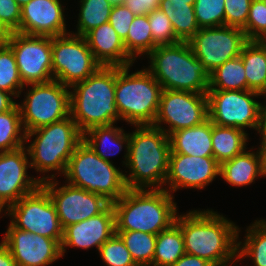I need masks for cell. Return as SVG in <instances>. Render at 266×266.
I'll list each match as a JSON object with an SVG mask.
<instances>
[{
    "label": "cell",
    "mask_w": 266,
    "mask_h": 266,
    "mask_svg": "<svg viewBox=\"0 0 266 266\" xmlns=\"http://www.w3.org/2000/svg\"><path fill=\"white\" fill-rule=\"evenodd\" d=\"M185 252L209 261L213 266L238 263V227L222 214L209 210H189L177 214Z\"/></svg>",
    "instance_id": "cell-1"
},
{
    "label": "cell",
    "mask_w": 266,
    "mask_h": 266,
    "mask_svg": "<svg viewBox=\"0 0 266 266\" xmlns=\"http://www.w3.org/2000/svg\"><path fill=\"white\" fill-rule=\"evenodd\" d=\"M135 127L129 133L126 187L164 189L171 151L169 136L153 125H133Z\"/></svg>",
    "instance_id": "cell-2"
},
{
    "label": "cell",
    "mask_w": 266,
    "mask_h": 266,
    "mask_svg": "<svg viewBox=\"0 0 266 266\" xmlns=\"http://www.w3.org/2000/svg\"><path fill=\"white\" fill-rule=\"evenodd\" d=\"M165 189H127L112 204L115 231H141L157 235L175 223L178 207Z\"/></svg>",
    "instance_id": "cell-3"
},
{
    "label": "cell",
    "mask_w": 266,
    "mask_h": 266,
    "mask_svg": "<svg viewBox=\"0 0 266 266\" xmlns=\"http://www.w3.org/2000/svg\"><path fill=\"white\" fill-rule=\"evenodd\" d=\"M115 88L116 66H100L86 80L70 87V115L82 133L121 120L115 103Z\"/></svg>",
    "instance_id": "cell-4"
},
{
    "label": "cell",
    "mask_w": 266,
    "mask_h": 266,
    "mask_svg": "<svg viewBox=\"0 0 266 266\" xmlns=\"http://www.w3.org/2000/svg\"><path fill=\"white\" fill-rule=\"evenodd\" d=\"M146 68L163 90L207 94L210 74L193 54L188 42L158 45L148 56Z\"/></svg>",
    "instance_id": "cell-5"
},
{
    "label": "cell",
    "mask_w": 266,
    "mask_h": 266,
    "mask_svg": "<svg viewBox=\"0 0 266 266\" xmlns=\"http://www.w3.org/2000/svg\"><path fill=\"white\" fill-rule=\"evenodd\" d=\"M32 137L33 141L29 142ZM82 141L83 133L70 115L27 132L24 146L28 152L30 167L37 173L43 175L56 171L59 175H64L70 157Z\"/></svg>",
    "instance_id": "cell-6"
},
{
    "label": "cell",
    "mask_w": 266,
    "mask_h": 266,
    "mask_svg": "<svg viewBox=\"0 0 266 266\" xmlns=\"http://www.w3.org/2000/svg\"><path fill=\"white\" fill-rule=\"evenodd\" d=\"M116 66L115 103L122 121L131 125H153L159 110L162 86L144 67L130 73Z\"/></svg>",
    "instance_id": "cell-7"
},
{
    "label": "cell",
    "mask_w": 266,
    "mask_h": 266,
    "mask_svg": "<svg viewBox=\"0 0 266 266\" xmlns=\"http://www.w3.org/2000/svg\"><path fill=\"white\" fill-rule=\"evenodd\" d=\"M63 176L68 184L102 195L111 203L127 191L123 171L100 158L84 141L76 147Z\"/></svg>",
    "instance_id": "cell-8"
},
{
    "label": "cell",
    "mask_w": 266,
    "mask_h": 266,
    "mask_svg": "<svg viewBox=\"0 0 266 266\" xmlns=\"http://www.w3.org/2000/svg\"><path fill=\"white\" fill-rule=\"evenodd\" d=\"M25 86L30 88L23 102H17L25 133L70 116V87L54 79Z\"/></svg>",
    "instance_id": "cell-9"
},
{
    "label": "cell",
    "mask_w": 266,
    "mask_h": 266,
    "mask_svg": "<svg viewBox=\"0 0 266 266\" xmlns=\"http://www.w3.org/2000/svg\"><path fill=\"white\" fill-rule=\"evenodd\" d=\"M4 214L11 217L10 223L15 228L55 239L61 244L63 228L50 195L42 185L10 205Z\"/></svg>",
    "instance_id": "cell-10"
},
{
    "label": "cell",
    "mask_w": 266,
    "mask_h": 266,
    "mask_svg": "<svg viewBox=\"0 0 266 266\" xmlns=\"http://www.w3.org/2000/svg\"><path fill=\"white\" fill-rule=\"evenodd\" d=\"M51 46L53 78L67 87L86 80L101 66L83 36L51 37Z\"/></svg>",
    "instance_id": "cell-11"
},
{
    "label": "cell",
    "mask_w": 266,
    "mask_h": 266,
    "mask_svg": "<svg viewBox=\"0 0 266 266\" xmlns=\"http://www.w3.org/2000/svg\"><path fill=\"white\" fill-rule=\"evenodd\" d=\"M262 94L252 90H208V114L218 126L257 131Z\"/></svg>",
    "instance_id": "cell-12"
},
{
    "label": "cell",
    "mask_w": 266,
    "mask_h": 266,
    "mask_svg": "<svg viewBox=\"0 0 266 266\" xmlns=\"http://www.w3.org/2000/svg\"><path fill=\"white\" fill-rule=\"evenodd\" d=\"M38 180L49 193L63 229L102 213L111 204L102 195L88 192L67 182L58 187L56 173L39 176Z\"/></svg>",
    "instance_id": "cell-13"
},
{
    "label": "cell",
    "mask_w": 266,
    "mask_h": 266,
    "mask_svg": "<svg viewBox=\"0 0 266 266\" xmlns=\"http://www.w3.org/2000/svg\"><path fill=\"white\" fill-rule=\"evenodd\" d=\"M248 41L242 29L220 26L200 28L188 44L210 74L226 61L240 56Z\"/></svg>",
    "instance_id": "cell-14"
},
{
    "label": "cell",
    "mask_w": 266,
    "mask_h": 266,
    "mask_svg": "<svg viewBox=\"0 0 266 266\" xmlns=\"http://www.w3.org/2000/svg\"><path fill=\"white\" fill-rule=\"evenodd\" d=\"M208 118L207 94L163 90L153 126L160 128L169 136L177 130L201 124ZM162 124H167L168 128Z\"/></svg>",
    "instance_id": "cell-15"
},
{
    "label": "cell",
    "mask_w": 266,
    "mask_h": 266,
    "mask_svg": "<svg viewBox=\"0 0 266 266\" xmlns=\"http://www.w3.org/2000/svg\"><path fill=\"white\" fill-rule=\"evenodd\" d=\"M13 50L24 85L53 80L50 36L11 32L6 42Z\"/></svg>",
    "instance_id": "cell-16"
},
{
    "label": "cell",
    "mask_w": 266,
    "mask_h": 266,
    "mask_svg": "<svg viewBox=\"0 0 266 266\" xmlns=\"http://www.w3.org/2000/svg\"><path fill=\"white\" fill-rule=\"evenodd\" d=\"M28 168L31 169L25 146L0 152V214L41 185L38 178L28 175Z\"/></svg>",
    "instance_id": "cell-17"
},
{
    "label": "cell",
    "mask_w": 266,
    "mask_h": 266,
    "mask_svg": "<svg viewBox=\"0 0 266 266\" xmlns=\"http://www.w3.org/2000/svg\"><path fill=\"white\" fill-rule=\"evenodd\" d=\"M219 174L220 164L214 157L170 152L164 189L171 195L180 188L204 189Z\"/></svg>",
    "instance_id": "cell-18"
},
{
    "label": "cell",
    "mask_w": 266,
    "mask_h": 266,
    "mask_svg": "<svg viewBox=\"0 0 266 266\" xmlns=\"http://www.w3.org/2000/svg\"><path fill=\"white\" fill-rule=\"evenodd\" d=\"M1 241L10 250L17 266H48L62 258L61 244L57 240L17 229L11 223Z\"/></svg>",
    "instance_id": "cell-19"
},
{
    "label": "cell",
    "mask_w": 266,
    "mask_h": 266,
    "mask_svg": "<svg viewBox=\"0 0 266 266\" xmlns=\"http://www.w3.org/2000/svg\"><path fill=\"white\" fill-rule=\"evenodd\" d=\"M60 0H31L21 7L20 27L16 32L37 36H62L68 33L64 7Z\"/></svg>",
    "instance_id": "cell-20"
},
{
    "label": "cell",
    "mask_w": 266,
    "mask_h": 266,
    "mask_svg": "<svg viewBox=\"0 0 266 266\" xmlns=\"http://www.w3.org/2000/svg\"><path fill=\"white\" fill-rule=\"evenodd\" d=\"M115 233V213L110 204L102 213L78 223L68 225L63 229L61 253L67 247H76L88 250L95 247L97 250Z\"/></svg>",
    "instance_id": "cell-21"
},
{
    "label": "cell",
    "mask_w": 266,
    "mask_h": 266,
    "mask_svg": "<svg viewBox=\"0 0 266 266\" xmlns=\"http://www.w3.org/2000/svg\"><path fill=\"white\" fill-rule=\"evenodd\" d=\"M84 38L101 66H133L135 60L127 53L123 40L109 22L92 29Z\"/></svg>",
    "instance_id": "cell-22"
},
{
    "label": "cell",
    "mask_w": 266,
    "mask_h": 266,
    "mask_svg": "<svg viewBox=\"0 0 266 266\" xmlns=\"http://www.w3.org/2000/svg\"><path fill=\"white\" fill-rule=\"evenodd\" d=\"M245 150L240 155L220 165L219 176L230 186L243 187L251 185L259 177H265L263 153L260 147L256 152Z\"/></svg>",
    "instance_id": "cell-23"
},
{
    "label": "cell",
    "mask_w": 266,
    "mask_h": 266,
    "mask_svg": "<svg viewBox=\"0 0 266 266\" xmlns=\"http://www.w3.org/2000/svg\"><path fill=\"white\" fill-rule=\"evenodd\" d=\"M212 122L208 118L194 127L177 130L169 135L170 152L191 156L214 157Z\"/></svg>",
    "instance_id": "cell-24"
},
{
    "label": "cell",
    "mask_w": 266,
    "mask_h": 266,
    "mask_svg": "<svg viewBox=\"0 0 266 266\" xmlns=\"http://www.w3.org/2000/svg\"><path fill=\"white\" fill-rule=\"evenodd\" d=\"M123 128L108 126H95L83 133V141L103 160L112 162L110 156H116L125 148L123 165L128 161L129 132L125 133ZM124 146V147H123Z\"/></svg>",
    "instance_id": "cell-25"
},
{
    "label": "cell",
    "mask_w": 266,
    "mask_h": 266,
    "mask_svg": "<svg viewBox=\"0 0 266 266\" xmlns=\"http://www.w3.org/2000/svg\"><path fill=\"white\" fill-rule=\"evenodd\" d=\"M235 127H223L212 123V148L216 161L223 162L243 153L247 147L248 134Z\"/></svg>",
    "instance_id": "cell-26"
},
{
    "label": "cell",
    "mask_w": 266,
    "mask_h": 266,
    "mask_svg": "<svg viewBox=\"0 0 266 266\" xmlns=\"http://www.w3.org/2000/svg\"><path fill=\"white\" fill-rule=\"evenodd\" d=\"M245 68L247 90L266 92V51L256 40H249L240 54Z\"/></svg>",
    "instance_id": "cell-27"
},
{
    "label": "cell",
    "mask_w": 266,
    "mask_h": 266,
    "mask_svg": "<svg viewBox=\"0 0 266 266\" xmlns=\"http://www.w3.org/2000/svg\"><path fill=\"white\" fill-rule=\"evenodd\" d=\"M159 8L170 19L174 33L181 42H188L199 31L194 5L187 2L160 0Z\"/></svg>",
    "instance_id": "cell-28"
},
{
    "label": "cell",
    "mask_w": 266,
    "mask_h": 266,
    "mask_svg": "<svg viewBox=\"0 0 266 266\" xmlns=\"http://www.w3.org/2000/svg\"><path fill=\"white\" fill-rule=\"evenodd\" d=\"M240 228H238V262L250 258L254 266H266V219L255 220L245 230V238L239 241Z\"/></svg>",
    "instance_id": "cell-29"
},
{
    "label": "cell",
    "mask_w": 266,
    "mask_h": 266,
    "mask_svg": "<svg viewBox=\"0 0 266 266\" xmlns=\"http://www.w3.org/2000/svg\"><path fill=\"white\" fill-rule=\"evenodd\" d=\"M185 253L184 238L175 222L157 234L153 266H172Z\"/></svg>",
    "instance_id": "cell-30"
},
{
    "label": "cell",
    "mask_w": 266,
    "mask_h": 266,
    "mask_svg": "<svg viewBox=\"0 0 266 266\" xmlns=\"http://www.w3.org/2000/svg\"><path fill=\"white\" fill-rule=\"evenodd\" d=\"M209 90H247L242 58L226 61L210 73Z\"/></svg>",
    "instance_id": "cell-31"
},
{
    "label": "cell",
    "mask_w": 266,
    "mask_h": 266,
    "mask_svg": "<svg viewBox=\"0 0 266 266\" xmlns=\"http://www.w3.org/2000/svg\"><path fill=\"white\" fill-rule=\"evenodd\" d=\"M127 53L134 59L148 56L158 45L153 41L147 15L135 16L123 41Z\"/></svg>",
    "instance_id": "cell-32"
},
{
    "label": "cell",
    "mask_w": 266,
    "mask_h": 266,
    "mask_svg": "<svg viewBox=\"0 0 266 266\" xmlns=\"http://www.w3.org/2000/svg\"><path fill=\"white\" fill-rule=\"evenodd\" d=\"M77 31L71 34L85 36L89 31L109 22L113 4L109 0H80Z\"/></svg>",
    "instance_id": "cell-33"
},
{
    "label": "cell",
    "mask_w": 266,
    "mask_h": 266,
    "mask_svg": "<svg viewBox=\"0 0 266 266\" xmlns=\"http://www.w3.org/2000/svg\"><path fill=\"white\" fill-rule=\"evenodd\" d=\"M25 137L20 109L16 103L10 110L0 113V152L24 146Z\"/></svg>",
    "instance_id": "cell-34"
},
{
    "label": "cell",
    "mask_w": 266,
    "mask_h": 266,
    "mask_svg": "<svg viewBox=\"0 0 266 266\" xmlns=\"http://www.w3.org/2000/svg\"><path fill=\"white\" fill-rule=\"evenodd\" d=\"M123 240L137 266H153L155 234L141 231H115Z\"/></svg>",
    "instance_id": "cell-35"
},
{
    "label": "cell",
    "mask_w": 266,
    "mask_h": 266,
    "mask_svg": "<svg viewBox=\"0 0 266 266\" xmlns=\"http://www.w3.org/2000/svg\"><path fill=\"white\" fill-rule=\"evenodd\" d=\"M24 88L12 48L7 43L0 45V90L20 98Z\"/></svg>",
    "instance_id": "cell-36"
},
{
    "label": "cell",
    "mask_w": 266,
    "mask_h": 266,
    "mask_svg": "<svg viewBox=\"0 0 266 266\" xmlns=\"http://www.w3.org/2000/svg\"><path fill=\"white\" fill-rule=\"evenodd\" d=\"M225 0H196L194 12L199 28L225 26Z\"/></svg>",
    "instance_id": "cell-37"
},
{
    "label": "cell",
    "mask_w": 266,
    "mask_h": 266,
    "mask_svg": "<svg viewBox=\"0 0 266 266\" xmlns=\"http://www.w3.org/2000/svg\"><path fill=\"white\" fill-rule=\"evenodd\" d=\"M100 257L107 266H137L121 237L114 235L98 250Z\"/></svg>",
    "instance_id": "cell-38"
},
{
    "label": "cell",
    "mask_w": 266,
    "mask_h": 266,
    "mask_svg": "<svg viewBox=\"0 0 266 266\" xmlns=\"http://www.w3.org/2000/svg\"><path fill=\"white\" fill-rule=\"evenodd\" d=\"M152 39L157 45H174L181 42L175 35L170 19L157 8L148 15Z\"/></svg>",
    "instance_id": "cell-39"
},
{
    "label": "cell",
    "mask_w": 266,
    "mask_h": 266,
    "mask_svg": "<svg viewBox=\"0 0 266 266\" xmlns=\"http://www.w3.org/2000/svg\"><path fill=\"white\" fill-rule=\"evenodd\" d=\"M248 40H256L266 32V7L262 0H253L243 29Z\"/></svg>",
    "instance_id": "cell-40"
},
{
    "label": "cell",
    "mask_w": 266,
    "mask_h": 266,
    "mask_svg": "<svg viewBox=\"0 0 266 266\" xmlns=\"http://www.w3.org/2000/svg\"><path fill=\"white\" fill-rule=\"evenodd\" d=\"M253 0H225V26L244 29Z\"/></svg>",
    "instance_id": "cell-41"
},
{
    "label": "cell",
    "mask_w": 266,
    "mask_h": 266,
    "mask_svg": "<svg viewBox=\"0 0 266 266\" xmlns=\"http://www.w3.org/2000/svg\"><path fill=\"white\" fill-rule=\"evenodd\" d=\"M135 15L124 4L113 5L109 23L124 41Z\"/></svg>",
    "instance_id": "cell-42"
},
{
    "label": "cell",
    "mask_w": 266,
    "mask_h": 266,
    "mask_svg": "<svg viewBox=\"0 0 266 266\" xmlns=\"http://www.w3.org/2000/svg\"><path fill=\"white\" fill-rule=\"evenodd\" d=\"M21 7L15 0H0V21L10 31L16 32L20 27Z\"/></svg>",
    "instance_id": "cell-43"
},
{
    "label": "cell",
    "mask_w": 266,
    "mask_h": 266,
    "mask_svg": "<svg viewBox=\"0 0 266 266\" xmlns=\"http://www.w3.org/2000/svg\"><path fill=\"white\" fill-rule=\"evenodd\" d=\"M135 16L148 15L159 8L160 0H124L123 3Z\"/></svg>",
    "instance_id": "cell-44"
},
{
    "label": "cell",
    "mask_w": 266,
    "mask_h": 266,
    "mask_svg": "<svg viewBox=\"0 0 266 266\" xmlns=\"http://www.w3.org/2000/svg\"><path fill=\"white\" fill-rule=\"evenodd\" d=\"M172 266H213L209 261L185 253Z\"/></svg>",
    "instance_id": "cell-45"
},
{
    "label": "cell",
    "mask_w": 266,
    "mask_h": 266,
    "mask_svg": "<svg viewBox=\"0 0 266 266\" xmlns=\"http://www.w3.org/2000/svg\"><path fill=\"white\" fill-rule=\"evenodd\" d=\"M257 133L260 134V148L266 143V104L261 105L259 112V124L257 128Z\"/></svg>",
    "instance_id": "cell-46"
},
{
    "label": "cell",
    "mask_w": 266,
    "mask_h": 266,
    "mask_svg": "<svg viewBox=\"0 0 266 266\" xmlns=\"http://www.w3.org/2000/svg\"><path fill=\"white\" fill-rule=\"evenodd\" d=\"M0 266H17L10 250L0 241Z\"/></svg>",
    "instance_id": "cell-47"
},
{
    "label": "cell",
    "mask_w": 266,
    "mask_h": 266,
    "mask_svg": "<svg viewBox=\"0 0 266 266\" xmlns=\"http://www.w3.org/2000/svg\"><path fill=\"white\" fill-rule=\"evenodd\" d=\"M15 101L10 93L0 90V113L10 110L16 104Z\"/></svg>",
    "instance_id": "cell-48"
},
{
    "label": "cell",
    "mask_w": 266,
    "mask_h": 266,
    "mask_svg": "<svg viewBox=\"0 0 266 266\" xmlns=\"http://www.w3.org/2000/svg\"><path fill=\"white\" fill-rule=\"evenodd\" d=\"M11 32L0 21V45L5 44L9 39Z\"/></svg>",
    "instance_id": "cell-49"
},
{
    "label": "cell",
    "mask_w": 266,
    "mask_h": 266,
    "mask_svg": "<svg viewBox=\"0 0 266 266\" xmlns=\"http://www.w3.org/2000/svg\"><path fill=\"white\" fill-rule=\"evenodd\" d=\"M259 45L266 51V32L256 39Z\"/></svg>",
    "instance_id": "cell-50"
},
{
    "label": "cell",
    "mask_w": 266,
    "mask_h": 266,
    "mask_svg": "<svg viewBox=\"0 0 266 266\" xmlns=\"http://www.w3.org/2000/svg\"><path fill=\"white\" fill-rule=\"evenodd\" d=\"M263 153V161H264V171L266 176V143L261 147Z\"/></svg>",
    "instance_id": "cell-51"
},
{
    "label": "cell",
    "mask_w": 266,
    "mask_h": 266,
    "mask_svg": "<svg viewBox=\"0 0 266 266\" xmlns=\"http://www.w3.org/2000/svg\"><path fill=\"white\" fill-rule=\"evenodd\" d=\"M15 1L20 7H22L25 4L29 3L31 0H15Z\"/></svg>",
    "instance_id": "cell-52"
},
{
    "label": "cell",
    "mask_w": 266,
    "mask_h": 266,
    "mask_svg": "<svg viewBox=\"0 0 266 266\" xmlns=\"http://www.w3.org/2000/svg\"><path fill=\"white\" fill-rule=\"evenodd\" d=\"M170 1L187 2V4L194 5L196 0H170Z\"/></svg>",
    "instance_id": "cell-53"
},
{
    "label": "cell",
    "mask_w": 266,
    "mask_h": 266,
    "mask_svg": "<svg viewBox=\"0 0 266 266\" xmlns=\"http://www.w3.org/2000/svg\"><path fill=\"white\" fill-rule=\"evenodd\" d=\"M113 5L123 4L124 0H109Z\"/></svg>",
    "instance_id": "cell-54"
},
{
    "label": "cell",
    "mask_w": 266,
    "mask_h": 266,
    "mask_svg": "<svg viewBox=\"0 0 266 266\" xmlns=\"http://www.w3.org/2000/svg\"><path fill=\"white\" fill-rule=\"evenodd\" d=\"M263 96H264V98H265V100H266V92L263 94ZM265 103H266V101H265Z\"/></svg>",
    "instance_id": "cell-55"
},
{
    "label": "cell",
    "mask_w": 266,
    "mask_h": 266,
    "mask_svg": "<svg viewBox=\"0 0 266 266\" xmlns=\"http://www.w3.org/2000/svg\"><path fill=\"white\" fill-rule=\"evenodd\" d=\"M262 1H263L264 5H265V7H266V0H262Z\"/></svg>",
    "instance_id": "cell-56"
}]
</instances>
